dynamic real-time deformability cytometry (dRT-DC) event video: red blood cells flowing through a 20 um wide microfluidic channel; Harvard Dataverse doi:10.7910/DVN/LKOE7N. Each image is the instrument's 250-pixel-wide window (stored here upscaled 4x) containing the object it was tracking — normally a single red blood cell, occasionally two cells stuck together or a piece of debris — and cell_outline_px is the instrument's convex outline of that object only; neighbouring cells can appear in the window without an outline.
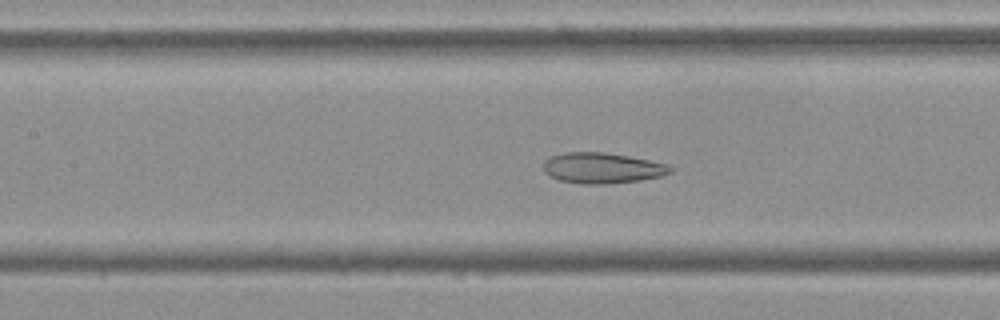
{"species": "Egyptian fruit bat (a non-hibernating species)", "species_latin": "Rousettus aegyptiacus", "temperature_condition": "cold", "stored_images_in_passage": 53, "camera_frame_rate_fps": 3000, "um_per_image_px": 0.085, "frame": {"image": 1, "passage_image": 23, "time_ms": 7.333, "image_size_px": [1000, 320], "cell_outline_px": [[672, 172], [664, 176], [640, 180], [604, 184], [580, 184], [560, 180], [548, 176], [544, 172], [544, 160], [552, 156], [564, 152], [604, 152], [628, 156], [668, 164], [672, 168]], "centroid_in_image_um": [51.18, 14.28], "position_along_channel_um": 156.2, "area_um2": 22.77}}
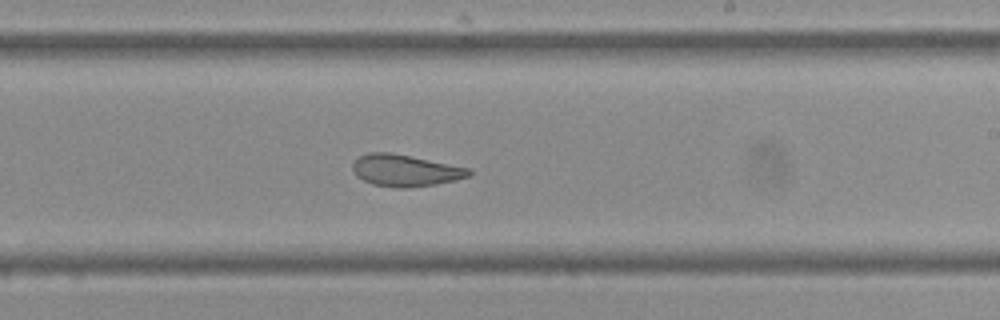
{"frame": {"image": 2, "passage_image": 31, "time_ms": 10.0, "image_size_px": [1000, 320], "cell_outline_px": [[472, 172], [468, 176], [456, 180], [436, 184], [408, 188], [396, 188], [372, 184], [356, 176], [352, 172], [352, 160], [368, 152], [392, 152], [468, 168]], "centroid_in_image_um": [34.38, 14.49], "position_along_channel_um": 254.6, "area_um2": 21.62}}
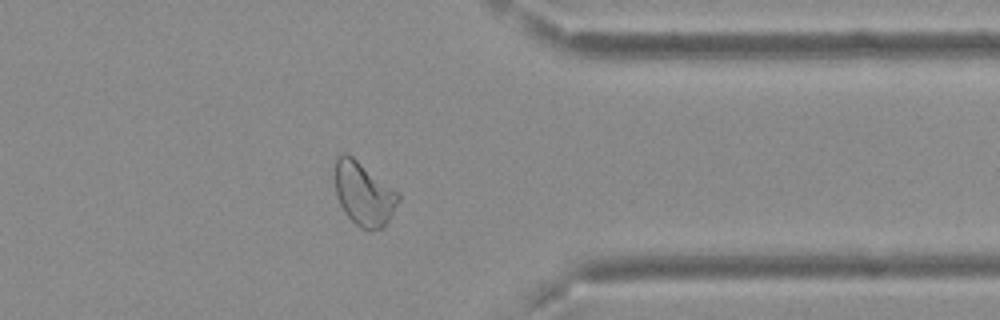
{"frame": {"image": 3, "passage_image": 42, "time_ms": 13.667, "image_size_px": [1000, 320], "cell_outline_px": [[400, 200], [388, 220], [380, 228], [368, 232], [360, 228], [344, 212], [336, 196], [336, 156], [344, 152], [348, 152], [400, 192]], "centroid_in_image_um": [30.94, 16.45], "position_along_channel_um": 380.5, "area_um2": 23.7}, "authors_computed_cell_mechanics": {"area_um2": 25.0852, "velocity_mm_per_s": 3.6965, "shape_relaxation_time_tau1_ms": null, "shape_relaxation_time_tau2_ms": 1.7851, "deformation_change_tau1": null, "deformation_change_tau2": 0.0866}}